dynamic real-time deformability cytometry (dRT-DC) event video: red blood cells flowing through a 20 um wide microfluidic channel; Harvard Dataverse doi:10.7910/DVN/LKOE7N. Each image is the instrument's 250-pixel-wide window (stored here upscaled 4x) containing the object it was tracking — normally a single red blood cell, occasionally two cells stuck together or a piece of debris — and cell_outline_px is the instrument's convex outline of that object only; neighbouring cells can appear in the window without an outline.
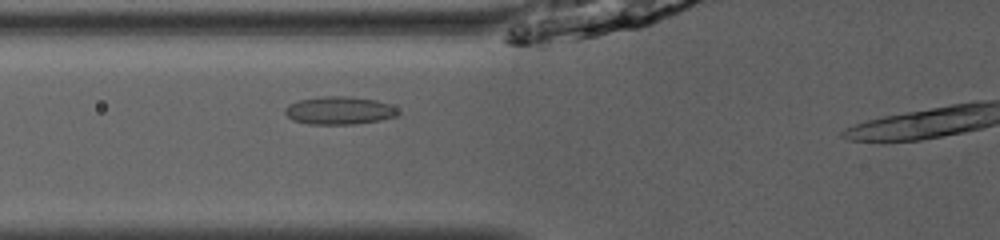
{"species": "common noctule bat (a hibernating species)", "species_latin": "Nyctalus noctula", "temperature_condition": "room temperature", "stored_images_in_passage": 6, "camera_frame_rate_fps": 3000, "um_per_image_px": 0.085, "animal": {"sex": "male", "body_mass_g": 13.0, "forearm_length_mm": 53.1}, "frame": {"image": 1, "passage_image": 5, "time_ms": 1.333, "image_size_px": [1000, 240], "cell_outline_px": [[400, 116], [380, 120], [352, 124], [308, 124], [292, 120], [284, 112], [284, 108], [288, 104], [300, 100], [324, 96], [348, 96], [376, 100], [388, 104], [396, 108], [400, 112]], "centroid_in_image_um": [28.85, 9.39], "position_along_channel_um": 97.0, "area_um2": 18.44}}